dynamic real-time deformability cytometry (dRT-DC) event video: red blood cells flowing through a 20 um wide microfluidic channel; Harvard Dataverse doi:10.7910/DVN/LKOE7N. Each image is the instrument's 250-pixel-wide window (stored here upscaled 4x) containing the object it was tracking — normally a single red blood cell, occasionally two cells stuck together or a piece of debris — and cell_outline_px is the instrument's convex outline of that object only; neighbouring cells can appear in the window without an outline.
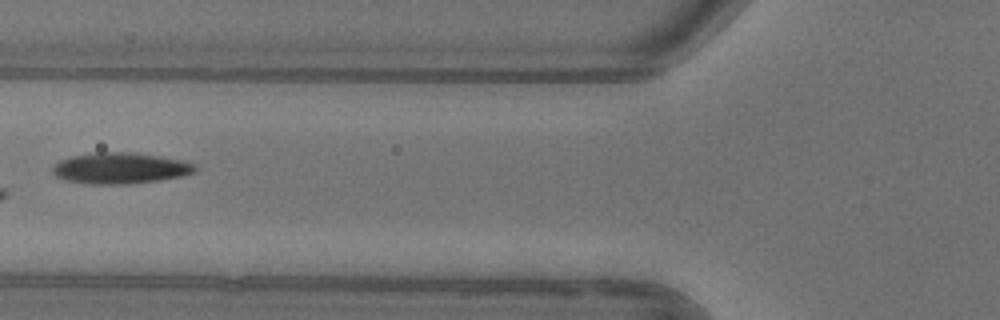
{"species": "common noctule bat (a hibernating species)", "species_latin": "Nyctalus noctula", "temperature_condition": "warm", "stored_images_in_passage": 6, "camera_frame_rate_fps": 3000, "um_per_image_px": 0.085, "animal": {"sex": "female"}, "frame": {"image": 1, "passage_image": 6, "time_ms": 6.0, "image_size_px": [1000, 320], "cell_outline_px": [[196, 172], [184, 176], [160, 180], [128, 184], [88, 184], [68, 180], [56, 176], [52, 172], [52, 168], [60, 160], [72, 156], [96, 152], [136, 152], [184, 160], [196, 164]], "centroid_in_image_um": [10.28, 14.29], "position_along_channel_um": 115.5, "area_um2": 26.01}}